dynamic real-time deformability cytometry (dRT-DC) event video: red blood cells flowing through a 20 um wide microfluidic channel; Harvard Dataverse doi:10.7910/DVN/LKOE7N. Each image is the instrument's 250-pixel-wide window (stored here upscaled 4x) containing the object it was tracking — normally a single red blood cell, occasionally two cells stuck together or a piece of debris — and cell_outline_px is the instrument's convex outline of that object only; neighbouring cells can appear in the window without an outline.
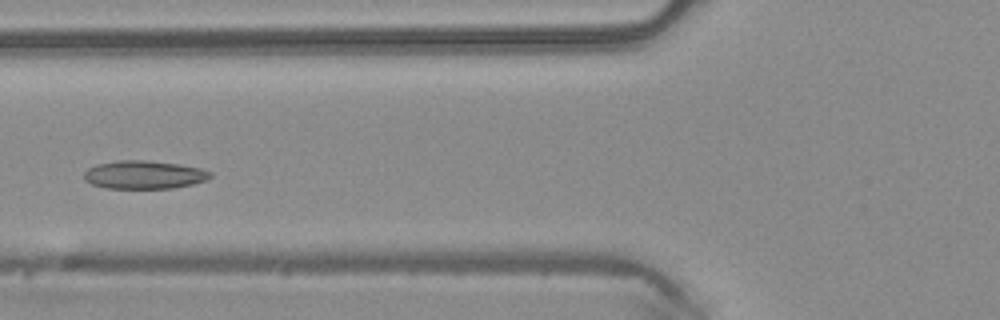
{"species": "common noctule bat (a hibernating species)", "species_latin": "Nyctalus noctula", "temperature_condition": "warm", "stored_images_in_passage": 40, "camera_frame_rate_fps": 3000, "um_per_image_px": 0.085, "animal": {"sex": "male", "body_mass_g": 20.4}, "frame": {"image": 1, "passage_image": 16, "time_ms": 5.0, "image_size_px": [1000, 320], "cell_outline_px": [[212, 176], [208, 180], [192, 184], [172, 188], [104, 188], [92, 184], [84, 180], [84, 172], [88, 168], [96, 164], [120, 160], [144, 160], [180, 164], [200, 168], [212, 172]], "centroid_in_image_um": [12.25, 14.85], "position_along_channel_um": 113.6, "area_um2": 20.87}}
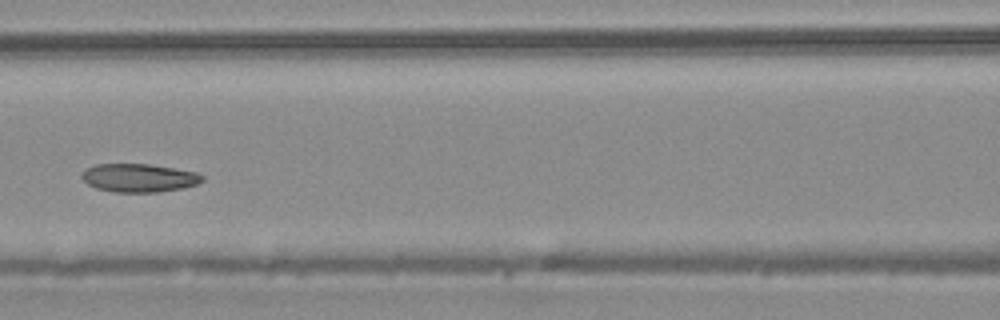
{"frame": {"image": 2, "passage_image": 19, "time_ms": 6.0, "image_size_px": [1000, 320], "cell_outline_px": [[204, 180], [196, 184], [184, 188], [160, 192], [112, 192], [96, 188], [88, 184], [80, 176], [88, 168], [96, 164], [148, 164], [176, 168], [196, 172], [204, 176]], "centroid_in_image_um": [11.84, 15.12], "position_along_channel_um": 154.8, "area_um2": 19.94}}
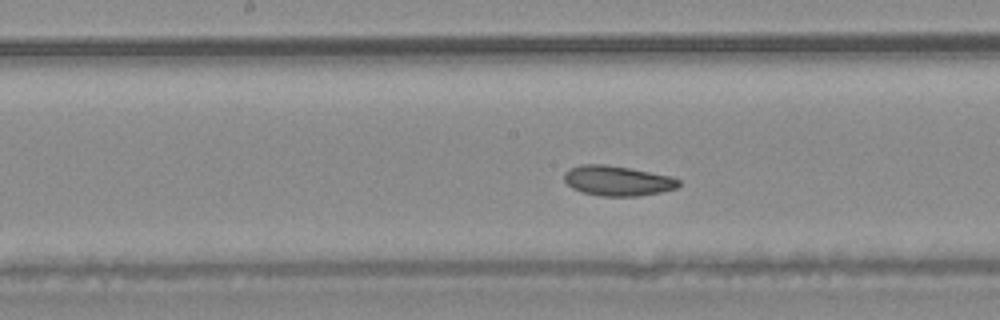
{"frame": {"image": 3, "passage_image": 22, "time_ms": 7.0, "image_size_px": [1000, 320], "cell_outline_px": [[680, 184], [676, 188], [660, 192], [640, 196], [600, 196], [584, 192], [572, 188], [564, 180], [564, 172], [568, 168], [580, 164], [604, 164], [628, 168], [672, 176], [680, 180]], "centroid_in_image_um": [52.47, 15.36], "position_along_channel_um": 195.7, "area_um2": 20.06}, "authors_computed_cell_mechanics": {"area_um2": 21.6172, "velocity_mm_per_s": 4.1008, "shape_relaxation_time_tau1_ms": 3.3751, "shape_relaxation_time_tau2_ms": 5.3186, "deformation_change_tau1": 0.0611, "deformation_change_tau2": 0.1059}}